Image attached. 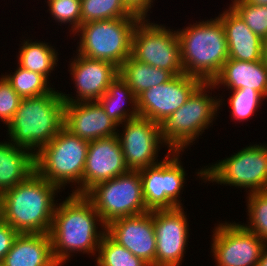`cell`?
Segmentation results:
<instances>
[{"instance_id":"e0dca14e","label":"cell","mask_w":267,"mask_h":266,"mask_svg":"<svg viewBox=\"0 0 267 266\" xmlns=\"http://www.w3.org/2000/svg\"><path fill=\"white\" fill-rule=\"evenodd\" d=\"M106 233L150 266H156L153 211L116 219L106 226Z\"/></svg>"},{"instance_id":"6da1fadb","label":"cell","mask_w":267,"mask_h":266,"mask_svg":"<svg viewBox=\"0 0 267 266\" xmlns=\"http://www.w3.org/2000/svg\"><path fill=\"white\" fill-rule=\"evenodd\" d=\"M57 205L49 232L57 264L63 266L75 252L95 255L106 226L93 203L85 195L71 193ZM97 224L102 226L100 230Z\"/></svg>"},{"instance_id":"f546056e","label":"cell","mask_w":267,"mask_h":266,"mask_svg":"<svg viewBox=\"0 0 267 266\" xmlns=\"http://www.w3.org/2000/svg\"><path fill=\"white\" fill-rule=\"evenodd\" d=\"M248 224L243 226L267 244V190L248 193Z\"/></svg>"},{"instance_id":"ffe728a7","label":"cell","mask_w":267,"mask_h":266,"mask_svg":"<svg viewBox=\"0 0 267 266\" xmlns=\"http://www.w3.org/2000/svg\"><path fill=\"white\" fill-rule=\"evenodd\" d=\"M218 18L225 29L230 59L247 62L263 59L264 40L253 33L230 6Z\"/></svg>"},{"instance_id":"4fadbf2b","label":"cell","mask_w":267,"mask_h":266,"mask_svg":"<svg viewBox=\"0 0 267 266\" xmlns=\"http://www.w3.org/2000/svg\"><path fill=\"white\" fill-rule=\"evenodd\" d=\"M121 125H124L123 132H117V137L129 170L139 171L159 163L158 151L165 144L161 139L160 125L142 116Z\"/></svg>"},{"instance_id":"4dcf8cb0","label":"cell","mask_w":267,"mask_h":266,"mask_svg":"<svg viewBox=\"0 0 267 266\" xmlns=\"http://www.w3.org/2000/svg\"><path fill=\"white\" fill-rule=\"evenodd\" d=\"M230 7L262 40L267 39V5L251 4L246 0H231Z\"/></svg>"},{"instance_id":"e575fe53","label":"cell","mask_w":267,"mask_h":266,"mask_svg":"<svg viewBox=\"0 0 267 266\" xmlns=\"http://www.w3.org/2000/svg\"><path fill=\"white\" fill-rule=\"evenodd\" d=\"M18 232L15 231L8 223L3 220L0 221V260L3 261L5 255L12 248L15 238L18 236Z\"/></svg>"},{"instance_id":"8fae6325","label":"cell","mask_w":267,"mask_h":266,"mask_svg":"<svg viewBox=\"0 0 267 266\" xmlns=\"http://www.w3.org/2000/svg\"><path fill=\"white\" fill-rule=\"evenodd\" d=\"M167 151L163 161L139 170L145 206L149 212L183 205L180 193L186 181V171L180 163L181 151Z\"/></svg>"},{"instance_id":"836d02e7","label":"cell","mask_w":267,"mask_h":266,"mask_svg":"<svg viewBox=\"0 0 267 266\" xmlns=\"http://www.w3.org/2000/svg\"><path fill=\"white\" fill-rule=\"evenodd\" d=\"M22 98L2 75L0 78V120L8 125L15 115Z\"/></svg>"},{"instance_id":"ac0fdd59","label":"cell","mask_w":267,"mask_h":266,"mask_svg":"<svg viewBox=\"0 0 267 266\" xmlns=\"http://www.w3.org/2000/svg\"><path fill=\"white\" fill-rule=\"evenodd\" d=\"M129 170L117 135L90 141L82 176V195L97 183L110 180Z\"/></svg>"},{"instance_id":"83f0119b","label":"cell","mask_w":267,"mask_h":266,"mask_svg":"<svg viewBox=\"0 0 267 266\" xmlns=\"http://www.w3.org/2000/svg\"><path fill=\"white\" fill-rule=\"evenodd\" d=\"M17 67L13 75L10 73L3 76L22 99L43 96L54 89L48 85L49 80L43 75L29 71L19 65Z\"/></svg>"},{"instance_id":"ba28073f","label":"cell","mask_w":267,"mask_h":266,"mask_svg":"<svg viewBox=\"0 0 267 266\" xmlns=\"http://www.w3.org/2000/svg\"><path fill=\"white\" fill-rule=\"evenodd\" d=\"M206 167L196 172L204 182L235 186L246 191L249 189V193L267 190L266 143L250 144L230 157Z\"/></svg>"},{"instance_id":"9c48e42d","label":"cell","mask_w":267,"mask_h":266,"mask_svg":"<svg viewBox=\"0 0 267 266\" xmlns=\"http://www.w3.org/2000/svg\"><path fill=\"white\" fill-rule=\"evenodd\" d=\"M85 196L93 203L105 226L119 218L149 212L145 206L139 171L130 170L97 183Z\"/></svg>"},{"instance_id":"603a6c76","label":"cell","mask_w":267,"mask_h":266,"mask_svg":"<svg viewBox=\"0 0 267 266\" xmlns=\"http://www.w3.org/2000/svg\"><path fill=\"white\" fill-rule=\"evenodd\" d=\"M35 172L34 154L9 140L0 142V195Z\"/></svg>"},{"instance_id":"277c9868","label":"cell","mask_w":267,"mask_h":266,"mask_svg":"<svg viewBox=\"0 0 267 266\" xmlns=\"http://www.w3.org/2000/svg\"><path fill=\"white\" fill-rule=\"evenodd\" d=\"M184 73L211 83L228 60L226 33L221 20L196 21L176 30Z\"/></svg>"},{"instance_id":"44dd1931","label":"cell","mask_w":267,"mask_h":266,"mask_svg":"<svg viewBox=\"0 0 267 266\" xmlns=\"http://www.w3.org/2000/svg\"><path fill=\"white\" fill-rule=\"evenodd\" d=\"M211 84L216 88L223 85L230 91L237 89L256 90L266 99L267 65L263 59L247 62L228 58Z\"/></svg>"},{"instance_id":"f35d334b","label":"cell","mask_w":267,"mask_h":266,"mask_svg":"<svg viewBox=\"0 0 267 266\" xmlns=\"http://www.w3.org/2000/svg\"><path fill=\"white\" fill-rule=\"evenodd\" d=\"M251 4H258V5H267V0H246Z\"/></svg>"},{"instance_id":"2e32d148","label":"cell","mask_w":267,"mask_h":266,"mask_svg":"<svg viewBox=\"0 0 267 266\" xmlns=\"http://www.w3.org/2000/svg\"><path fill=\"white\" fill-rule=\"evenodd\" d=\"M71 60L69 71L73 75L77 95L70 97L61 92L65 103L98 101L119 75V67L107 61L90 59L78 53Z\"/></svg>"},{"instance_id":"8992f818","label":"cell","mask_w":267,"mask_h":266,"mask_svg":"<svg viewBox=\"0 0 267 266\" xmlns=\"http://www.w3.org/2000/svg\"><path fill=\"white\" fill-rule=\"evenodd\" d=\"M89 142L66 128L34 155L35 172L59 189L75 183L73 194L82 195V176ZM77 183V184H76Z\"/></svg>"},{"instance_id":"d6986e66","label":"cell","mask_w":267,"mask_h":266,"mask_svg":"<svg viewBox=\"0 0 267 266\" xmlns=\"http://www.w3.org/2000/svg\"><path fill=\"white\" fill-rule=\"evenodd\" d=\"M63 123L69 132L88 142L119 132L98 101L64 103Z\"/></svg>"},{"instance_id":"d590c367","label":"cell","mask_w":267,"mask_h":266,"mask_svg":"<svg viewBox=\"0 0 267 266\" xmlns=\"http://www.w3.org/2000/svg\"><path fill=\"white\" fill-rule=\"evenodd\" d=\"M155 0H124L127 6L136 14L141 15L143 18L148 17V11Z\"/></svg>"},{"instance_id":"7c38bea8","label":"cell","mask_w":267,"mask_h":266,"mask_svg":"<svg viewBox=\"0 0 267 266\" xmlns=\"http://www.w3.org/2000/svg\"><path fill=\"white\" fill-rule=\"evenodd\" d=\"M211 251L216 266H257L267 245L242 224L225 222L213 229Z\"/></svg>"},{"instance_id":"52a82bcc","label":"cell","mask_w":267,"mask_h":266,"mask_svg":"<svg viewBox=\"0 0 267 266\" xmlns=\"http://www.w3.org/2000/svg\"><path fill=\"white\" fill-rule=\"evenodd\" d=\"M142 16L92 21L81 24L74 32L80 36L77 53L120 67L131 56L132 36Z\"/></svg>"},{"instance_id":"5b68a950","label":"cell","mask_w":267,"mask_h":266,"mask_svg":"<svg viewBox=\"0 0 267 266\" xmlns=\"http://www.w3.org/2000/svg\"><path fill=\"white\" fill-rule=\"evenodd\" d=\"M214 88L211 83H202L178 110L159 124L161 139L168 150L184 152L205 129L213 125L224 101L217 99L218 95L211 97L209 90Z\"/></svg>"},{"instance_id":"5bb4252c","label":"cell","mask_w":267,"mask_h":266,"mask_svg":"<svg viewBox=\"0 0 267 266\" xmlns=\"http://www.w3.org/2000/svg\"><path fill=\"white\" fill-rule=\"evenodd\" d=\"M203 82L185 73L141 92L137 98L139 116L160 124L178 110Z\"/></svg>"},{"instance_id":"7a4b0ae2","label":"cell","mask_w":267,"mask_h":266,"mask_svg":"<svg viewBox=\"0 0 267 266\" xmlns=\"http://www.w3.org/2000/svg\"><path fill=\"white\" fill-rule=\"evenodd\" d=\"M60 189L33 172L1 194L2 220L21 234L49 233Z\"/></svg>"},{"instance_id":"1f68e13d","label":"cell","mask_w":267,"mask_h":266,"mask_svg":"<svg viewBox=\"0 0 267 266\" xmlns=\"http://www.w3.org/2000/svg\"><path fill=\"white\" fill-rule=\"evenodd\" d=\"M228 98L232 120L239 123L254 116L264 97L256 90L237 89Z\"/></svg>"},{"instance_id":"7402d4cb","label":"cell","mask_w":267,"mask_h":266,"mask_svg":"<svg viewBox=\"0 0 267 266\" xmlns=\"http://www.w3.org/2000/svg\"><path fill=\"white\" fill-rule=\"evenodd\" d=\"M3 263L4 266H59L52 254L49 233H19Z\"/></svg>"},{"instance_id":"f1b7e54d","label":"cell","mask_w":267,"mask_h":266,"mask_svg":"<svg viewBox=\"0 0 267 266\" xmlns=\"http://www.w3.org/2000/svg\"><path fill=\"white\" fill-rule=\"evenodd\" d=\"M97 255L96 266H150L127 248L115 242L107 233L101 239Z\"/></svg>"},{"instance_id":"ab89813d","label":"cell","mask_w":267,"mask_h":266,"mask_svg":"<svg viewBox=\"0 0 267 266\" xmlns=\"http://www.w3.org/2000/svg\"><path fill=\"white\" fill-rule=\"evenodd\" d=\"M2 220V201H1V195H0V221Z\"/></svg>"},{"instance_id":"d4e9b609","label":"cell","mask_w":267,"mask_h":266,"mask_svg":"<svg viewBox=\"0 0 267 266\" xmlns=\"http://www.w3.org/2000/svg\"><path fill=\"white\" fill-rule=\"evenodd\" d=\"M119 76L128 84L137 97L144 90L171 80L174 75L129 56L119 67Z\"/></svg>"},{"instance_id":"8d00e7d4","label":"cell","mask_w":267,"mask_h":266,"mask_svg":"<svg viewBox=\"0 0 267 266\" xmlns=\"http://www.w3.org/2000/svg\"><path fill=\"white\" fill-rule=\"evenodd\" d=\"M257 266H267V245L262 250Z\"/></svg>"},{"instance_id":"484cf974","label":"cell","mask_w":267,"mask_h":266,"mask_svg":"<svg viewBox=\"0 0 267 266\" xmlns=\"http://www.w3.org/2000/svg\"><path fill=\"white\" fill-rule=\"evenodd\" d=\"M48 44L43 41L23 40V44L19 48V55L17 56L19 66L39 73L48 80L51 71L54 70L55 66L57 67L56 62H58L59 55L56 52L57 50Z\"/></svg>"},{"instance_id":"cb8c5ba5","label":"cell","mask_w":267,"mask_h":266,"mask_svg":"<svg viewBox=\"0 0 267 266\" xmlns=\"http://www.w3.org/2000/svg\"><path fill=\"white\" fill-rule=\"evenodd\" d=\"M98 102L118 127L125 121L139 116L137 98L128 84L119 75L110 83L107 91ZM125 103L131 104V107L126 109L124 107Z\"/></svg>"},{"instance_id":"60d3db41","label":"cell","mask_w":267,"mask_h":266,"mask_svg":"<svg viewBox=\"0 0 267 266\" xmlns=\"http://www.w3.org/2000/svg\"><path fill=\"white\" fill-rule=\"evenodd\" d=\"M0 266H4V263L3 261L0 260Z\"/></svg>"},{"instance_id":"9a60e30c","label":"cell","mask_w":267,"mask_h":266,"mask_svg":"<svg viewBox=\"0 0 267 266\" xmlns=\"http://www.w3.org/2000/svg\"><path fill=\"white\" fill-rule=\"evenodd\" d=\"M183 207L153 211L156 266H180L188 244L189 224Z\"/></svg>"},{"instance_id":"74e56055","label":"cell","mask_w":267,"mask_h":266,"mask_svg":"<svg viewBox=\"0 0 267 266\" xmlns=\"http://www.w3.org/2000/svg\"><path fill=\"white\" fill-rule=\"evenodd\" d=\"M263 61L267 65V39L264 40V44H263Z\"/></svg>"},{"instance_id":"3957f363","label":"cell","mask_w":267,"mask_h":266,"mask_svg":"<svg viewBox=\"0 0 267 266\" xmlns=\"http://www.w3.org/2000/svg\"><path fill=\"white\" fill-rule=\"evenodd\" d=\"M64 100L61 93L22 99L8 127V139L34 155L64 127Z\"/></svg>"},{"instance_id":"d6a6232c","label":"cell","mask_w":267,"mask_h":266,"mask_svg":"<svg viewBox=\"0 0 267 266\" xmlns=\"http://www.w3.org/2000/svg\"><path fill=\"white\" fill-rule=\"evenodd\" d=\"M47 3L53 20L70 24V32L74 34L81 25V0H47Z\"/></svg>"},{"instance_id":"4316f807","label":"cell","mask_w":267,"mask_h":266,"mask_svg":"<svg viewBox=\"0 0 267 266\" xmlns=\"http://www.w3.org/2000/svg\"><path fill=\"white\" fill-rule=\"evenodd\" d=\"M129 16L141 15L134 13L124 0H81V24Z\"/></svg>"},{"instance_id":"30bf717a","label":"cell","mask_w":267,"mask_h":266,"mask_svg":"<svg viewBox=\"0 0 267 266\" xmlns=\"http://www.w3.org/2000/svg\"><path fill=\"white\" fill-rule=\"evenodd\" d=\"M142 18L136 25L131 57L156 68L170 71L174 76L184 73L177 31L151 23ZM172 30V31H171Z\"/></svg>"}]
</instances>
